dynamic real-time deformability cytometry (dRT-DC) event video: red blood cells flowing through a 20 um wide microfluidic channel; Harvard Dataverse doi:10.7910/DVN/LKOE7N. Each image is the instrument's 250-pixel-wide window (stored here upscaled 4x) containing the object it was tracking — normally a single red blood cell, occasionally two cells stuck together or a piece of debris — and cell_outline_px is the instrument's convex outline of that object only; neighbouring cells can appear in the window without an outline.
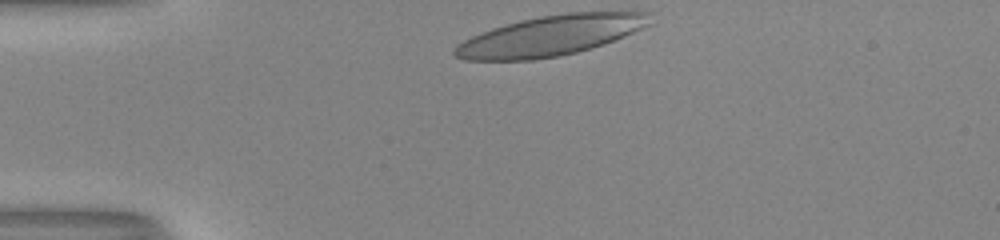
{"species": "human", "species_latin": "Homo sapiens", "temperature_condition": "room temperature", "stored_images_in_passage": 31, "camera_frame_rate_fps": 3000, "um_per_image_px": 0.085, "donor": {"sex": "male"}, "frame": {"image": 1, "passage_image": 1, "time_ms": 0.0, "image_size_px": [1000, 240], "cell_outline_px": [[652, 12], [648, 24], [632, 32], [604, 44], [576, 52], [560, 56], [532, 60], [464, 60], [456, 56], [452, 52], [456, 44], [472, 36], [492, 28], [520, 20], [540, 16], [568, 12]], "centroid_in_image_um": [46.74, 3.03], "position_along_channel_um": 38.3, "area_um2": 45.32}}
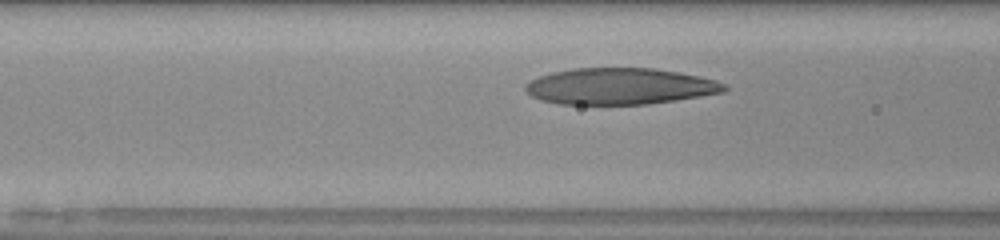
{"frame": {"image": 2, "passage_image": 10, "time_ms": 3.0, "image_size_px": [1000, 240], "cell_outline_px": [[728, 88], [724, 92], [676, 100], [648, 104], [560, 104], [540, 100], [532, 96], [524, 88], [524, 84], [540, 76], [552, 72], [572, 68], [652, 68], [700, 76], [716, 80], [728, 84]], "centroid_in_image_um": [52.71, 7.33], "position_along_channel_um": 113.9, "area_um2": 42.19}}
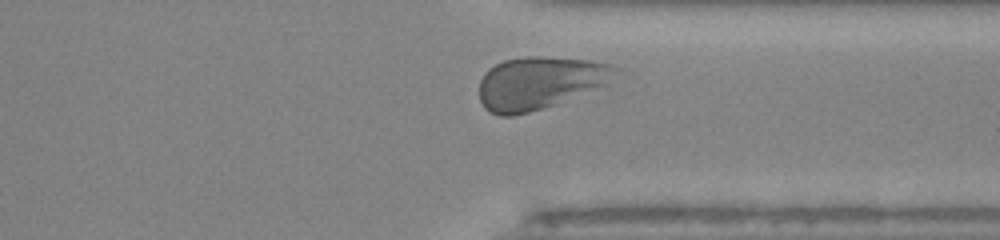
{"frame": {"image": 3, "passage_image": 29, "time_ms": 9.333, "image_size_px": [1000, 240], "cell_outline_px": [[620, 68], [608, 84], [552, 104], [528, 112], [512, 116], [500, 116], [488, 112], [484, 108], [480, 100], [480, 80], [484, 72], [488, 68], [504, 60], [528, 56], [540, 56], [588, 60], [612, 64]], "centroid_in_image_um": [45.84, 7.02], "position_along_channel_um": 365.6, "area_um2": 41.44}, "authors_computed_cell_mechanics": {"area_um2": 43.061, "velocity_mm_per_s": 3.9561, "shape_relaxation_time_tau1_ms": 4.3393, "shape_relaxation_time_tau2_ms": 1.7401, "deformation_change_tau1": 0.19, "deformation_change_tau2": 0.0603}}